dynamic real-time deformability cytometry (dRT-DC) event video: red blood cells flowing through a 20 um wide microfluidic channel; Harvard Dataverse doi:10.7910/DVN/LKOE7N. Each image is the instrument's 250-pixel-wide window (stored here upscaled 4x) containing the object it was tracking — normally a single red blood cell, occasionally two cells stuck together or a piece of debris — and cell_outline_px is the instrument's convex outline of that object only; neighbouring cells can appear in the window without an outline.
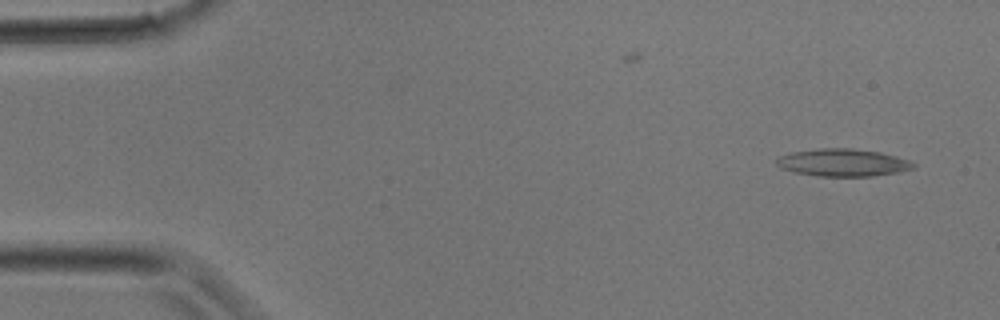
{"species": "common noctule bat (a hibernating species)", "species_latin": "Nyctalus noctula", "temperature_condition": "room temperature", "stored_images_in_passage": 16, "camera_frame_rate_fps": 3000, "um_per_image_px": 0.085, "animal": {"sex": "male", "body_mass_g": 17.9}, "frame": {"image": 1, "passage_image": 1, "time_ms": 0.0, "image_size_px": [1000, 320], "cell_outline_px": [[916, 168], [896, 172], [872, 176], [820, 176], [796, 172], [780, 168], [776, 164], [776, 156], [792, 152], [820, 148], [852, 148], [880, 152], [896, 156], [908, 160], [916, 164]], "centroid_in_image_um": [71.63, 13.81], "position_along_channel_um": 13.4, "area_um2": 21.91}}
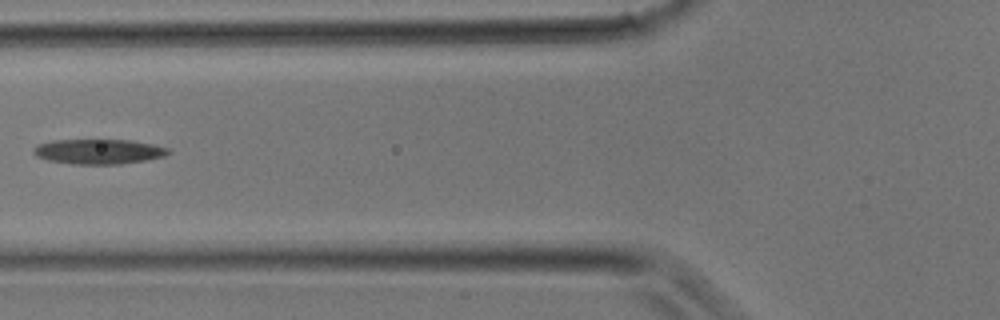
{"frame": {"image": 2, "passage_image": 11, "time_ms": 3.333, "image_size_px": [1000, 320], "cell_outline_px": [[172, 152], [164, 156], [144, 160], [120, 164], [72, 164], [48, 160], [36, 156], [32, 152], [32, 148], [36, 144], [52, 140], [132, 140], [152, 144], [168, 148]], "centroid_in_image_um": [8.34, 12.87], "position_along_channel_um": 117.5, "area_um2": 19.65}}
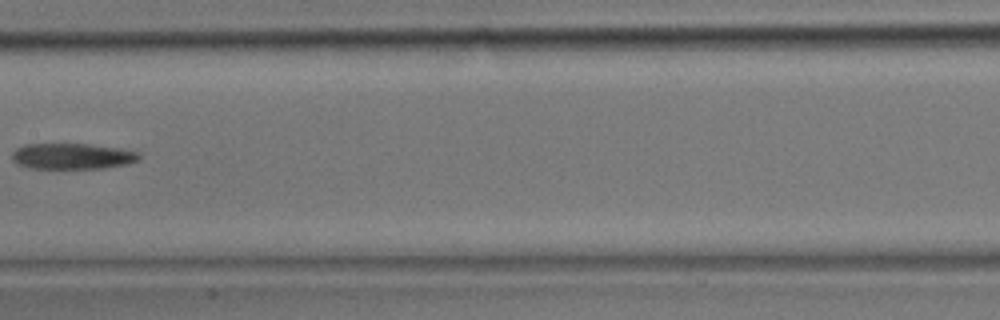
{"frame": {"image": 3, "passage_image": 15, "time_ms": 4.667, "image_size_px": [1000, 320], "cell_outline_px": [[140, 160], [128, 164], [104, 168], [32, 168], [16, 164], [12, 160], [12, 152], [16, 148], [24, 144], [88, 144], [120, 148], [140, 152]], "centroid_in_image_um": [6.16, 13.27], "position_along_channel_um": 201.2, "area_um2": 19.31}}